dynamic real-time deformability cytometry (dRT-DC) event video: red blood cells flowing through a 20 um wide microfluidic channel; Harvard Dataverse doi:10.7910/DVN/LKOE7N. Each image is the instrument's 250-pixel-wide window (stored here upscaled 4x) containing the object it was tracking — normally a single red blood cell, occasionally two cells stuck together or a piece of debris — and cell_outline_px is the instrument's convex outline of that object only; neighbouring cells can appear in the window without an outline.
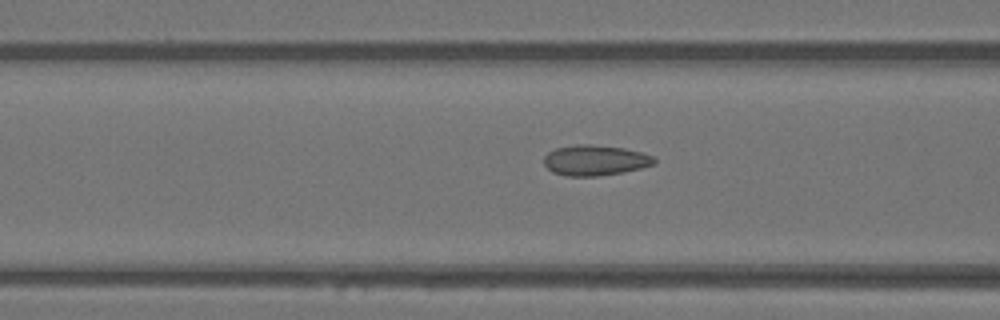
{"species": "Egyptian fruit bat (a non-hibernating species)", "species_latin": "Rousettus aegyptiacus", "temperature_condition": "warm", "stored_images_in_passage": 18, "camera_frame_rate_fps": 3000, "um_per_image_px": 0.085, "animal": {"sex": "female"}, "frame": {"image": 1, "passage_image": 16, "time_ms": 5.0, "image_size_px": [1000, 320], "cell_outline_px": [[656, 164], [640, 168], [600, 176], [564, 176], [552, 172], [544, 164], [544, 156], [548, 152], [556, 148], [576, 144], [592, 144], [624, 148], [656, 156]], "centroid_in_image_um": [50.58, 13.62], "position_along_channel_um": 116.0, "area_um2": 19.71}}